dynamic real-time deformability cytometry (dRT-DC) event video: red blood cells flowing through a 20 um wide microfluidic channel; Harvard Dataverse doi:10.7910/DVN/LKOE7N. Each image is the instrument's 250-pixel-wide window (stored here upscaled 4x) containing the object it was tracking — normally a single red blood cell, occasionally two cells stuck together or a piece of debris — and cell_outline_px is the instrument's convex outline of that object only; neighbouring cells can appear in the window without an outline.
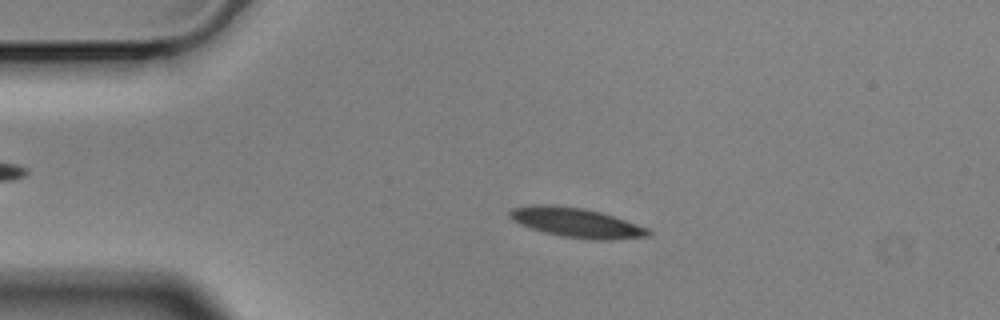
{"species": "Egyptian fruit bat (a non-hibernating species)", "species_latin": "Rousettus aegyptiacus", "temperature_condition": "cold", "stored_images_in_passage": 56, "camera_frame_rate_fps": 3000, "um_per_image_px": 0.085, "animal": {"sex": "male"}, "frame": {"image": 1, "passage_image": 11, "time_ms": 3.333, "image_size_px": [1000, 320], "cell_outline_px": [[652, 236], [612, 240], [592, 240], [560, 236], [544, 232], [520, 224], [512, 220], [508, 216], [508, 212], [512, 208], [536, 204], [552, 204], [584, 208], [600, 212], [648, 228], [652, 232]], "centroid_in_image_um": [48.99, 18.93], "position_along_channel_um": 36.0, "area_um2": 23.99}}
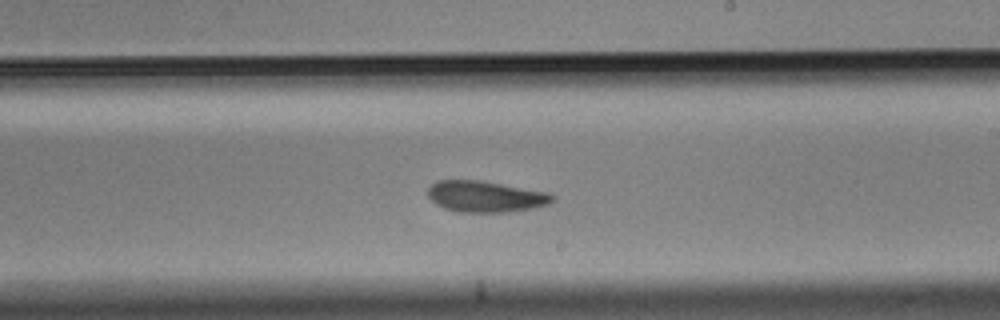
{"frame": {"image": 2, "passage_image": 32, "time_ms": 10.333, "image_size_px": [1000, 320], "cell_outline_px": [[556, 200], [548, 204], [532, 208], [504, 212], [456, 212], [444, 208], [436, 204], [428, 196], [428, 188], [432, 184], [440, 180], [480, 180], [548, 192], [556, 196]], "centroid_in_image_um": [41.28, 16.7], "position_along_channel_um": 247.7, "area_um2": 22.66}}
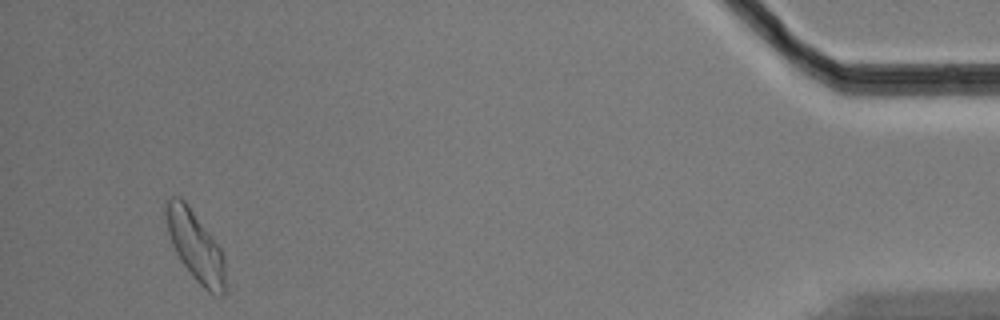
{"frame": {"image": 3, "passage_image": 53, "time_ms": 17.333, "image_size_px": [1000, 320], "cell_outline_px": [[224, 296], [220, 296], [208, 292], [192, 276], [180, 260], [172, 244], [168, 232], [168, 200], [172, 196], [180, 196], [188, 204], [220, 248], [224, 256]], "centroid_in_image_um": [16.64, 20.96], "position_along_channel_um": 418.6, "area_um2": 23.41}, "authors_computed_cell_mechanics": {"area_um2": 23.2356, "velocity_mm_per_s": 3.5088, "shape_relaxation_time_tau1_ms": 7.2354, "shape_relaxation_time_tau2_ms": 6.4464, "deformation_change_tau1": 0.1544, "deformation_change_tau2": 0.1003}}